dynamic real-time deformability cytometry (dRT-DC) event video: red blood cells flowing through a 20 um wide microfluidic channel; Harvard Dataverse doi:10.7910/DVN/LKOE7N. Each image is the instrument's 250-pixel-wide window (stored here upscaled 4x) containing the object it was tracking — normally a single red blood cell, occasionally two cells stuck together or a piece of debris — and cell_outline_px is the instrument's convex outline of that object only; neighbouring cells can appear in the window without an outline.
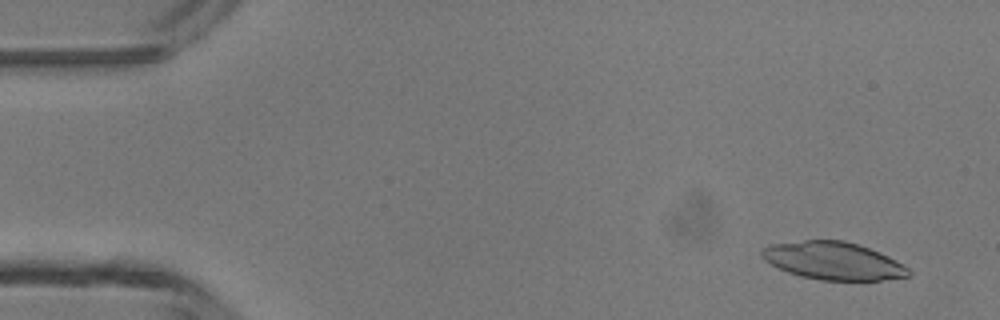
{"species": "common noctule bat (a hibernating species)", "species_latin": "Nyctalus noctula", "temperature_condition": "room temperature", "stored_images_in_passage": 4, "camera_frame_rate_fps": 3000, "um_per_image_px": 0.085, "animal": {"sex": "male", "body_mass_g": 13.3}, "frame": {"image": 1, "passage_image": 1, "time_ms": 0.0, "image_size_px": [1000, 320], "cell_outline_px": [[912, 276], [880, 280], [820, 280], [800, 276], [788, 272], [764, 260], [760, 256], [760, 252], [764, 248], [772, 244], [804, 240], [844, 240], [880, 252], [904, 264], [912, 272]], "centroid_in_image_um": [70.85, 22.17], "position_along_channel_um": 14.1, "area_um2": 32.19}}